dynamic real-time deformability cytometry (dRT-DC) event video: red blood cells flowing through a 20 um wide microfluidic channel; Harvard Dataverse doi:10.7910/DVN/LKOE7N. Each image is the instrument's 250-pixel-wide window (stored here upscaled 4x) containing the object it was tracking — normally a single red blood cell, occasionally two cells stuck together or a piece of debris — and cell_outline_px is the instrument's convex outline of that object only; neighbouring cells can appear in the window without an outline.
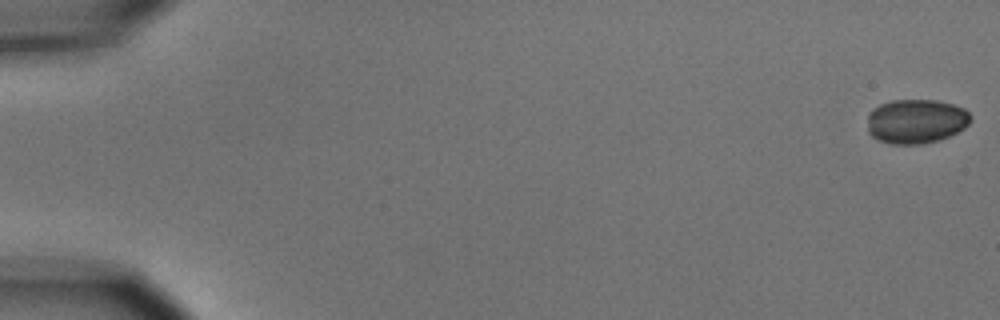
{"species": "common noctule bat (a hibernating species)", "species_latin": "Nyctalus noctula", "temperature_condition": "cold", "stored_images_in_passage": 6, "camera_frame_rate_fps": 3000, "um_per_image_px": 0.085, "animal": {"sex": "male", "body_mass_g": 15.6}, "frame": {"image": 1, "passage_image": 1, "time_ms": 0.0, "image_size_px": [1000, 320], "cell_outline_px": [[972, 120], [964, 128], [940, 140], [924, 144], [892, 144], [880, 140], [872, 136], [868, 132], [868, 112], [872, 108], [880, 104], [892, 100], [936, 100], [952, 104], [964, 108], [972, 116]], "centroid_in_image_um": [77.86, 10.3], "position_along_channel_um": 7.1, "area_um2": 26.88}}